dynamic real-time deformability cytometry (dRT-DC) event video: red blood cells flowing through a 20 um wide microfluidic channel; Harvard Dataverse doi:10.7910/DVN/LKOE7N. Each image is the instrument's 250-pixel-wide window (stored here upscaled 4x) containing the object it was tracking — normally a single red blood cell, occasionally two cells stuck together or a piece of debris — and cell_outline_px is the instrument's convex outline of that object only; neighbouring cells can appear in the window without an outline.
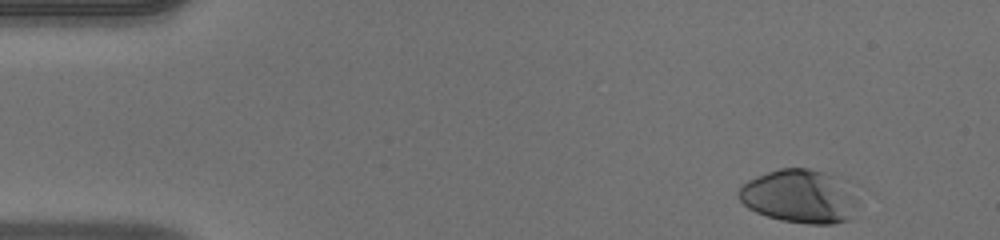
{"species": "human", "species_latin": "Homo sapiens", "temperature_condition": "warm", "stored_images_in_passage": 46, "camera_frame_rate_fps": 3000, "um_per_image_px": 0.085, "donor": {"sex": "male"}, "frame": {"image": 1, "passage_image": 1, "time_ms": 0.0, "image_size_px": [1000, 240], "cell_outline_px": [[860, 204], [848, 220], [832, 224], [808, 224], [780, 220], [756, 212], [748, 208], [736, 196], [736, 192], [740, 184], [756, 176], [780, 168], [808, 168], [824, 172], [832, 176]], "centroid_in_image_um": [67.85, 16.71], "position_along_channel_um": 17.1, "area_um2": 36.7}}
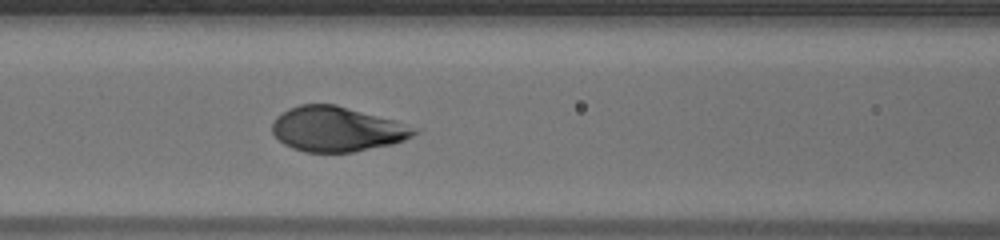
{"frame": {"image": 2, "passage_image": 18, "time_ms": 5.667, "image_size_px": [1000, 240], "cell_outline_px": [[420, 132], [404, 140], [392, 144], [352, 152], [304, 152], [292, 148], [284, 144], [272, 132], [272, 120], [276, 116], [288, 108], [300, 104], [336, 104], [396, 120], [420, 128]], "centroid_in_image_um": [28.66, 10.96], "position_along_channel_um": 137.9, "area_um2": 37.51}}
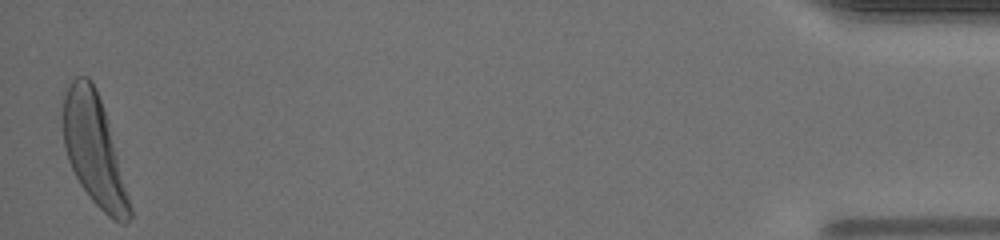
{"frame": {"image": 3, "passage_image": 46, "time_ms": 15.0, "image_size_px": [1000, 240], "cell_outline_px": [[132, 216], [124, 224], [120, 224], [108, 216], [88, 196], [80, 184], [68, 160], [64, 148], [64, 92], [72, 80], [76, 76], [88, 76], [92, 80], [96, 88], [104, 112], [132, 208]], "centroid_in_image_um": [7.98, 12.75], "position_along_channel_um": 427.2, "area_um2": 41.73}, "authors_computed_cell_mechanics": {"area_um2": 37.859, "velocity_mm_per_s": 4.0895, "shape_relaxation_time_tau1_ms": 2.7045, "shape_relaxation_time_tau2_ms": null, "deformation_change_tau1": 0.186, "deformation_change_tau2": null}}